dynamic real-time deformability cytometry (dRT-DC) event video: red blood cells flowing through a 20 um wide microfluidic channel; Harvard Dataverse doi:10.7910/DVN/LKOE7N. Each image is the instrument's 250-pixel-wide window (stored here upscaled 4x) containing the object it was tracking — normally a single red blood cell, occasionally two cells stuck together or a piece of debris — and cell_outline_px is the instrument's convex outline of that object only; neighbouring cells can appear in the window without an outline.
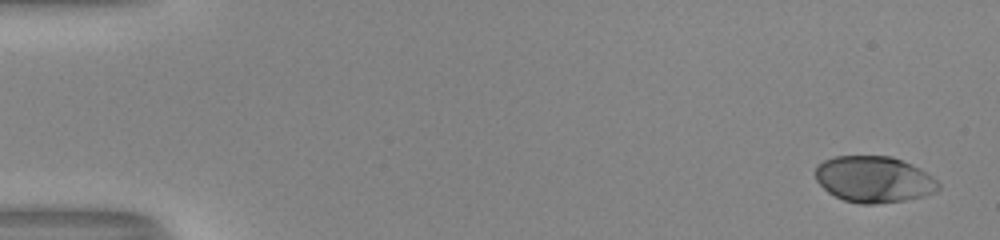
{"species": "human", "species_latin": "Homo sapiens", "temperature_condition": "room temperature", "stored_images_in_passage": 52, "camera_frame_rate_fps": 3000, "um_per_image_px": 0.085, "donor": {"sex": "male"}, "frame": {"image": 1, "passage_image": 1, "time_ms": 0.0, "image_size_px": [1000, 240], "cell_outline_px": [[940, 188], [936, 192], [924, 196], [904, 200], [872, 204], [860, 204], [844, 200], [828, 192], [816, 180], [816, 168], [824, 160], [836, 156], [892, 156], [920, 168], [932, 176], [940, 184]], "centroid_in_image_um": [74.31, 15.24], "position_along_channel_um": 10.7, "area_um2": 33.06}}
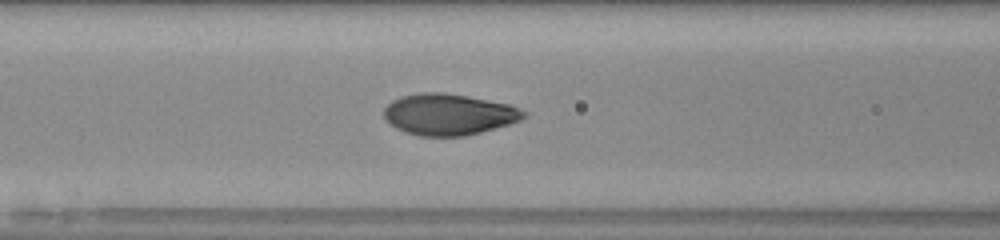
{"frame": {"image": 2, "passage_image": 22, "time_ms": 7.0, "image_size_px": [1000, 240], "cell_outline_px": [[528, 116], [520, 120], [508, 124], [480, 132], [464, 136], [420, 136], [404, 132], [396, 128], [384, 116], [384, 108], [392, 100], [400, 96], [424, 92], [440, 92], [468, 96], [508, 104], [520, 108], [528, 112]], "centroid_in_image_um": [38.15, 9.72], "position_along_channel_um": 128.4, "area_um2": 33.52}}
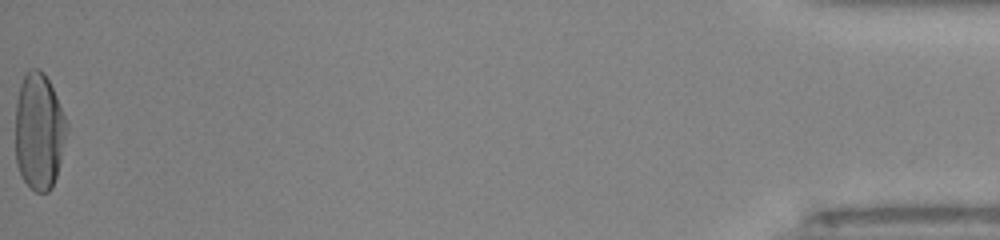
{"frame": {"image": 3, "passage_image": 52, "time_ms": 17.0, "image_size_px": [1000, 240], "cell_outline_px": [[68, 128], [56, 176], [52, 188], [48, 192], [36, 192], [24, 180], [16, 164], [16, 100], [20, 84], [28, 68], [40, 68], [44, 72], [56, 96], [68, 124]], "centroid_in_image_um": [3.31, 11.14], "position_along_channel_um": 431.9, "area_um2": 34.85}, "authors_computed_cell_mechanics": {"area_um2": 33.3217, "velocity_mm_per_s": 4.0298, "shape_relaxation_time_tau1_ms": 3.4222, "shape_relaxation_time_tau2_ms": null, "deformation_change_tau1": 0.1884, "deformation_change_tau2": null}}